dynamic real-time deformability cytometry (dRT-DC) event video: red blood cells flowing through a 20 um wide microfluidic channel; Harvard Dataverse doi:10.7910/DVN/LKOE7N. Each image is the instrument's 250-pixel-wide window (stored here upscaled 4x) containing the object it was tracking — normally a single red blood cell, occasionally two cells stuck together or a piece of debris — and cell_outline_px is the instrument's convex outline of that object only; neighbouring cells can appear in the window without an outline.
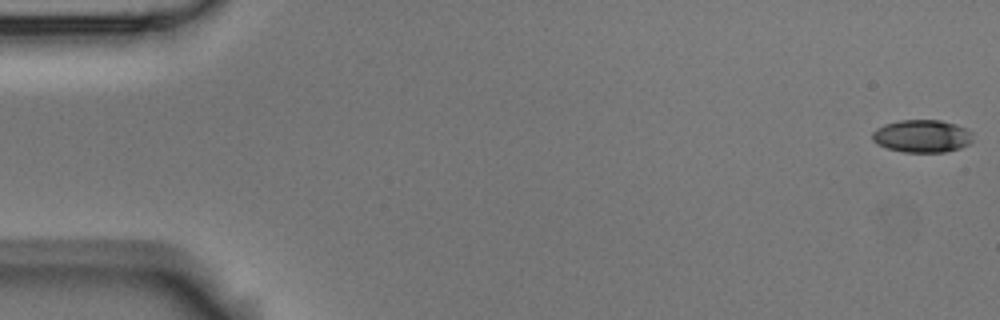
{"species": "Egyptian fruit bat (a non-hibernating species)", "species_latin": "Rousettus aegyptiacus", "temperature_condition": "room temperature", "stored_images_in_passage": 5, "camera_frame_rate_fps": 3000, "um_per_image_px": 0.085, "animal": {"sex": "male"}, "frame": {"image": 1, "passage_image": 1, "time_ms": 0.0, "image_size_px": [1000, 320], "cell_outline_px": [[972, 140], [968, 144], [960, 148], [944, 152], [904, 152], [888, 148], [872, 140], [872, 132], [876, 128], [884, 124], [900, 120], [940, 120], [956, 124], [972, 132]], "centroid_in_image_um": [78.37, 11.56], "position_along_channel_um": 6.6, "area_um2": 19.07}}
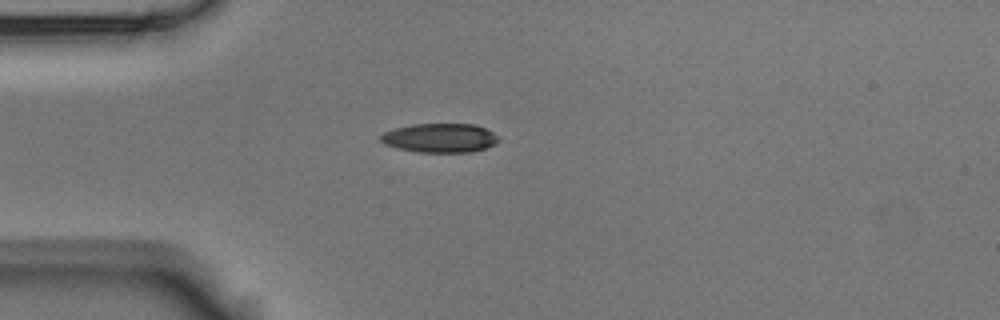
{"frame": {"image": 2, "passage_image": 5, "time_ms": 1.333, "image_size_px": [1000, 320], "cell_outline_px": [[500, 140], [496, 144], [472, 152], [420, 152], [400, 148], [384, 144], [380, 140], [380, 136], [384, 132], [396, 128], [412, 124], [476, 124], [500, 136]], "centroid_in_image_um": [37.44, 11.72], "position_along_channel_um": 47.6, "area_um2": 19.94}}